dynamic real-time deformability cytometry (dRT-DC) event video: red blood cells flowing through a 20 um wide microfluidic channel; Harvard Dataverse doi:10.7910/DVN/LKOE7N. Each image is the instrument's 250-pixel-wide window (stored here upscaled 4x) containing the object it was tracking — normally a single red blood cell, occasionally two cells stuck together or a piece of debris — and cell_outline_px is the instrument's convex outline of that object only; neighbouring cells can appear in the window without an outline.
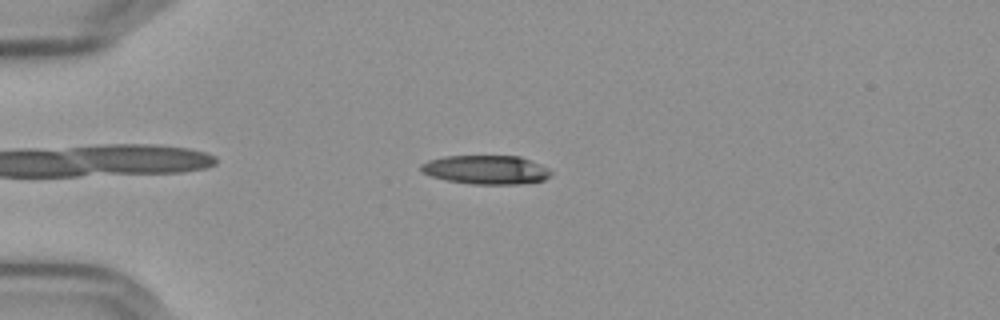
{"species": "Egyptian fruit bat (a non-hibernating species)", "species_latin": "Rousettus aegyptiacus", "temperature_condition": "cold", "stored_images_in_passage": 50, "camera_frame_rate_fps": 3000, "um_per_image_px": 0.085, "frame": {"image": 1, "passage_image": 8, "time_ms": 2.333, "image_size_px": [1000, 320], "cell_outline_px": [[552, 172], [544, 180], [520, 184], [472, 184], [448, 180], [432, 176], [424, 172], [420, 168], [420, 164], [428, 160], [444, 156], [520, 156], [540, 164], [548, 168]], "centroid_in_image_um": [41.32, 14.42], "position_along_channel_um": 43.7, "area_um2": 21.73}}
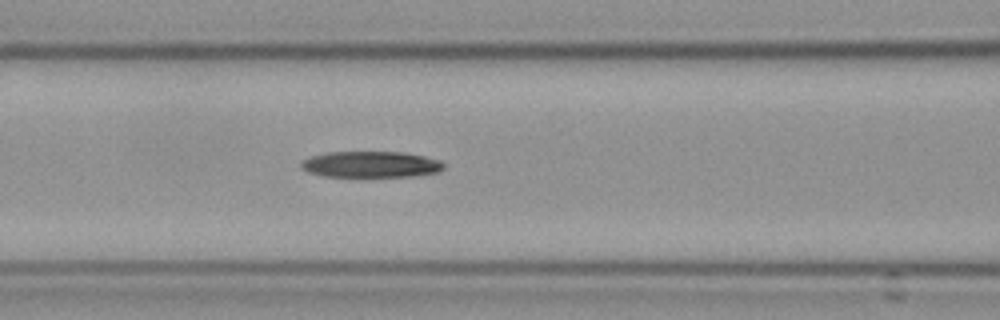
{"frame": {"image": 2, "passage_image": 18, "time_ms": 5.667, "image_size_px": [1000, 320], "cell_outline_px": [[444, 168], [440, 172], [416, 176], [368, 180], [360, 180], [324, 176], [308, 172], [300, 168], [300, 164], [304, 160], [312, 156], [328, 152], [404, 152], [424, 156], [440, 160], [444, 164]], "centroid_in_image_um": [31.54, 14.04], "position_along_channel_um": 135.1, "area_um2": 23.18}}
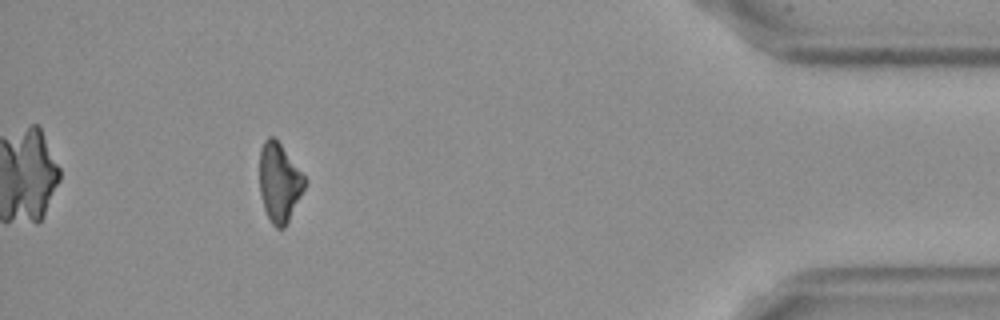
{"frame": {"image": 3, "passage_image": 45, "time_ms": 14.667, "image_size_px": [1000, 320], "cell_outline_px": [[308, 180], [284, 228], [276, 228], [272, 224], [264, 208], [260, 196], [260, 148], [264, 140], [268, 136], [272, 136], [280, 144]], "centroid_in_image_um": [23.73, 15.49], "position_along_channel_um": 411.5, "area_um2": 20.46}, "authors_computed_cell_mechanics": {"area_um2": 22.5709, "velocity_mm_per_s": 3.631, "shape_relaxation_time_tau1_ms": 5.2348, "shape_relaxation_time_tau2_ms": null, "deformation_change_tau1": 0.1562, "deformation_change_tau2": null}}